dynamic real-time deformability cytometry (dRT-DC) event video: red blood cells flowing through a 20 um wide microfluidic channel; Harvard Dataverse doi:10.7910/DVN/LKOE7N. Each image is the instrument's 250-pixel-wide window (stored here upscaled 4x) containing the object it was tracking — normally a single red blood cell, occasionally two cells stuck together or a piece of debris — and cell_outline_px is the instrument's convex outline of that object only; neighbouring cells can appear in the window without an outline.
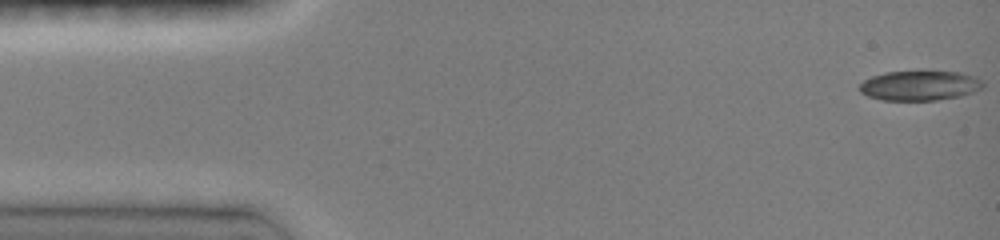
{"species": "common noctule bat (a hibernating species)", "species_latin": "Nyctalus noctula", "temperature_condition": "room temperature", "stored_images_in_passage": 47, "camera_frame_rate_fps": 3000, "um_per_image_px": 0.085, "animal": {"sex": "female", "body_mass_g": 19.0, "forearm_length_mm": 51.5}, "frame": {"image": 1, "passage_image": 1, "time_ms": 0.0, "image_size_px": [1000, 240], "cell_outline_px": [[984, 88], [960, 96], [936, 100], [880, 100], [868, 96], [860, 92], [860, 84], [864, 80], [872, 76], [884, 72], [960, 72], [976, 76], [984, 84]], "centroid_in_image_um": [78.18, 7.28], "position_along_channel_um": 6.8, "area_um2": 21.33}}
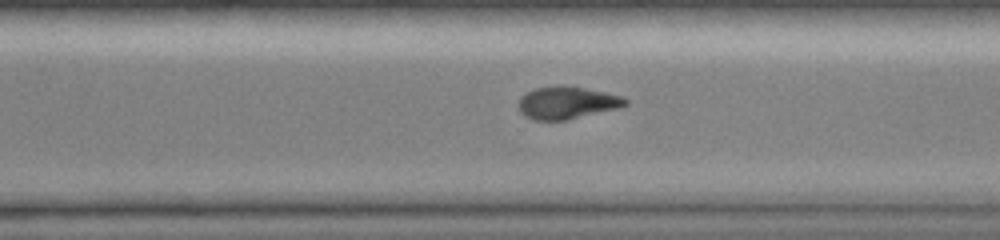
{"frame": {"image": 2, "passage_image": 33, "time_ms": 10.667, "image_size_px": [1000, 240], "cell_outline_px": [[628, 104], [620, 108], [568, 120], [532, 120], [524, 116], [520, 112], [516, 104], [520, 96], [536, 88], [560, 84], [564, 84], [604, 92], [620, 96], [628, 100]], "centroid_in_image_um": [48.15, 8.73], "position_along_channel_um": 322.4, "area_um2": 20.58}}
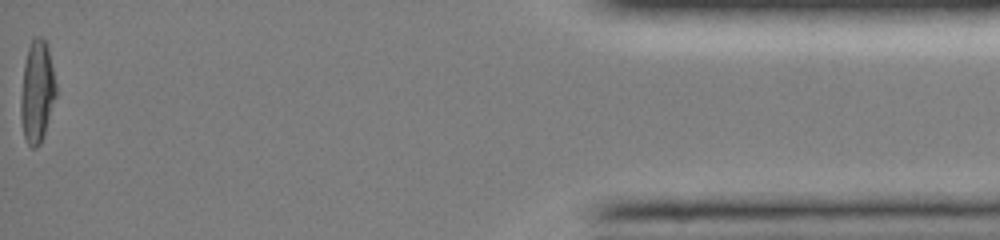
{"frame": {"image": 3, "passage_image": 47, "time_ms": 15.333, "image_size_px": [1000, 240], "cell_outline_px": [[56, 96], [40, 144], [36, 148], [32, 148], [28, 144], [24, 136], [20, 120], [20, 96], [24, 64], [28, 48], [32, 40], [36, 36], [40, 36], [48, 44], [56, 84]], "centroid_in_image_um": [3.14, 7.78], "position_along_channel_um": 432.1, "area_um2": 20.98}, "authors_computed_cell_mechanics": {"area_um2": 21.3282, "velocity_mm_per_s": 4.0958, "shape_relaxation_time_tau1_ms": 10.1035, "shape_relaxation_time_tau2_ms": 6.0324, "deformation_change_tau1": 0.2785, "deformation_change_tau2": 0.117}}